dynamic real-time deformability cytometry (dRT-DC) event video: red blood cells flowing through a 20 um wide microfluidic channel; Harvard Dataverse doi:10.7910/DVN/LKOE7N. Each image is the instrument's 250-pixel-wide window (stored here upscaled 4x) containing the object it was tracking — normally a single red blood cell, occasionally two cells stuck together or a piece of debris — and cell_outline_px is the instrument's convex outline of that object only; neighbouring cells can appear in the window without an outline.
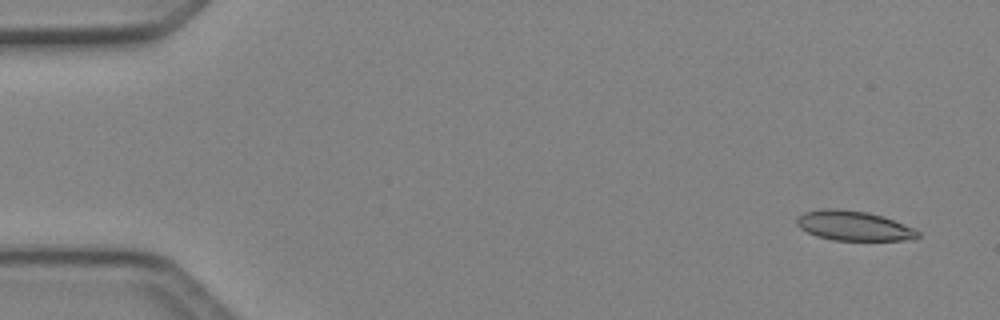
{"species": "Egyptian fruit bat (a non-hibernating species)", "species_latin": "Rousettus aegyptiacus", "temperature_condition": "cold", "stored_images_in_passage": 6, "camera_frame_rate_fps": 3000, "um_per_image_px": 0.085, "animal": {"sex": "female"}, "frame": {"image": 1, "passage_image": 1, "time_ms": 0.0, "image_size_px": [1000, 320], "cell_outline_px": [[920, 236], [916, 240], [832, 240], [816, 236], [800, 228], [796, 224], [796, 220], [804, 212], [824, 208], [836, 208], [868, 212], [884, 216], [912, 228], [920, 232]], "centroid_in_image_um": [72.57, 19.19], "position_along_channel_um": 12.4, "area_um2": 21.04}}
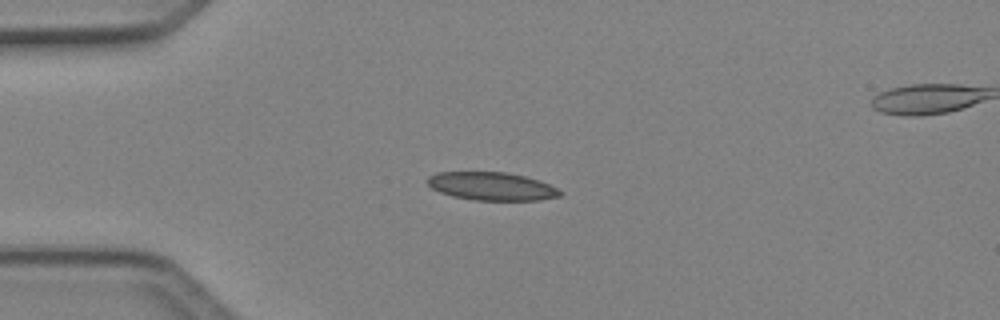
{"frame": {"image": 2, "passage_image": 4, "time_ms": 1.0, "image_size_px": [1000, 320], "cell_outline_px": [[564, 192], [560, 196], [540, 200], [472, 200], [452, 196], [440, 192], [432, 188], [428, 184], [428, 176], [436, 172], [508, 172], [540, 180]], "centroid_in_image_um": [41.8, 15.83], "position_along_channel_um": 43.2, "area_um2": 21.79}}
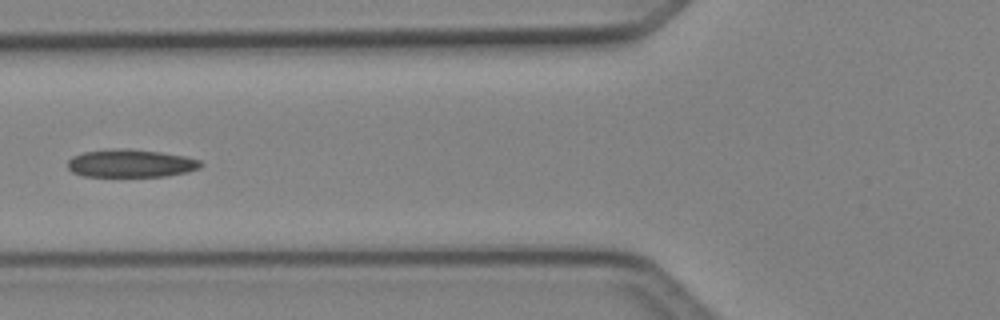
{"frame": {"image": 3, "passage_image": 6, "time_ms": 1.667, "image_size_px": [1000, 320], "cell_outline_px": [[204, 164], [200, 168], [188, 172], [164, 176], [84, 176], [72, 172], [68, 168], [68, 160], [72, 156], [84, 152], [112, 148], [128, 148], [160, 152], [184, 156], [200, 160]], "centroid_in_image_um": [11.12, 13.88], "position_along_channel_um": 114.7, "area_um2": 21.73}}